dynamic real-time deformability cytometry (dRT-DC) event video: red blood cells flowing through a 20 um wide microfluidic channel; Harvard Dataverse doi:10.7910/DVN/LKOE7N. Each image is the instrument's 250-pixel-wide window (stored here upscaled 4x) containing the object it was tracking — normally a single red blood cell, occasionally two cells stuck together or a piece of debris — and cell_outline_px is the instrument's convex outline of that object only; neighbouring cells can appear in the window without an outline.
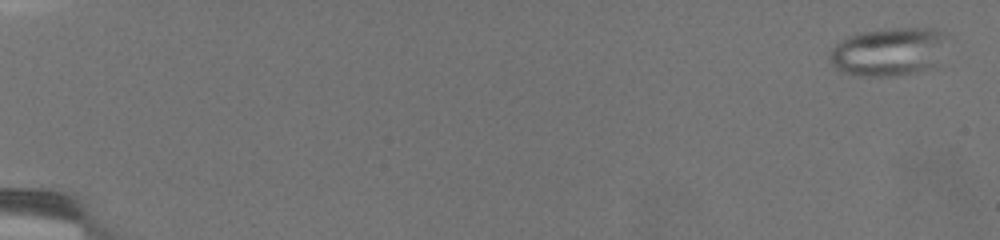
{"species": "common noctule bat (a hibernating species)", "species_latin": "Nyctalus noctula", "temperature_condition": "warm", "stored_images_in_passage": 74, "camera_frame_rate_fps": 3000, "um_per_image_px": 0.085, "animal": {"sex": "female", "body_mass_g": 19.5, "forearm_length_mm": 54.1}, "frame": {"image": 1, "passage_image": 3, "time_ms": 0.667, "image_size_px": [1000, 240], "cell_outline_px": [[948, 36], [936, 68], [916, 72], [892, 76], [856, 76], [840, 72], [828, 60], [828, 52], [840, 40], [848, 36], [860, 32], [888, 28], [932, 28], [944, 32]], "centroid_in_image_um": [75.53, 4.4], "position_along_channel_um": 9.5, "area_um2": 33.81}}
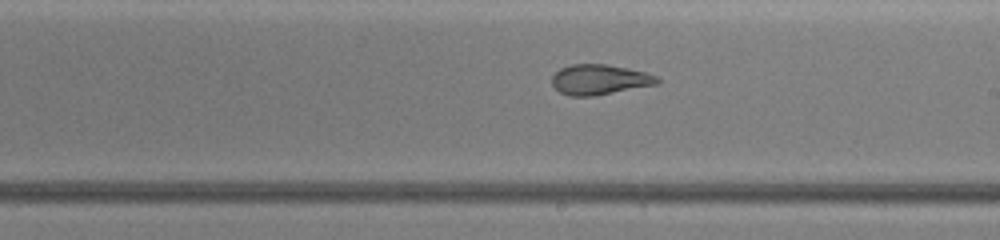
{"frame": {"image": 2, "passage_image": 46, "time_ms": 15.0, "image_size_px": [1000, 240], "cell_outline_px": [[660, 84], [596, 96], [568, 96], [560, 92], [552, 84], [552, 76], [560, 68], [572, 64], [608, 64], [648, 72], [656, 76], [660, 80]], "centroid_in_image_um": [51.0, 6.77], "position_along_channel_um": 238.0, "area_um2": 18.84}}
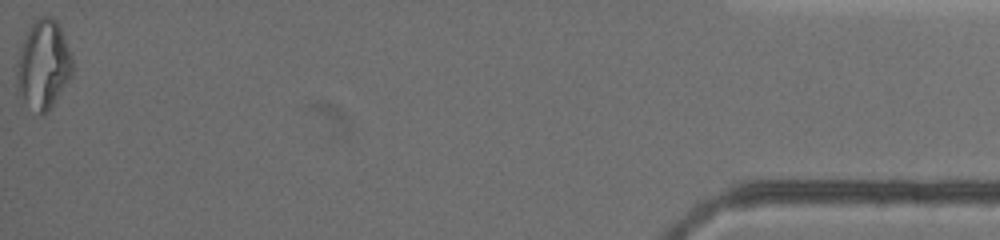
{"frame": {"image": 3, "passage_image": 74, "time_ms": 24.333, "image_size_px": [1000, 240], "cell_outline_px": [[72, 76], [48, 112], [44, 116], [24, 100], [16, 88], [16, 64], [20, 48], [32, 24], [40, 16], [52, 16], [60, 24], [72, 56]], "centroid_in_image_um": [3.7, 5.48], "position_along_channel_um": 431.5, "area_um2": 28.73}, "authors_computed_cell_mechanics": {"area_um2": 25.2297, "velocity_mm_per_s": 2.9778, "shape_relaxation_time_tau1_ms": null, "shape_relaxation_time_tau2_ms": 2.0596, "deformation_change_tau1": null, "deformation_change_tau2": 0.102}}